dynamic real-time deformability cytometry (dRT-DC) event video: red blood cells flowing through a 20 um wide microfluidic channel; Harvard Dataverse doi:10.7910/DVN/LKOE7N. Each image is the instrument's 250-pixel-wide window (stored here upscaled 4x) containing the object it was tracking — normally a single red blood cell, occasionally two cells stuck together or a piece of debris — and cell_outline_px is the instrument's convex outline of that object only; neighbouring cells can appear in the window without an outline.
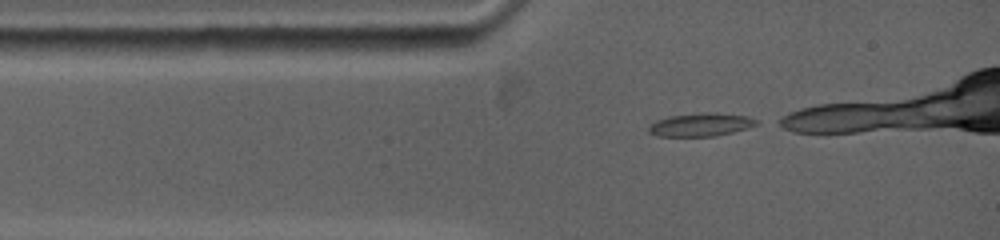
{"species": "common noctule bat (a hibernating species)", "species_latin": "Nyctalus noctula", "temperature_condition": "warm", "stored_images_in_passage": 8, "camera_frame_rate_fps": 5000, "um_per_image_px": 0.085, "animal": {"sex": "female", "body_mass_g": 19.0, "forearm_length_mm": 53.3}, "frame": {"image": 1, "passage_image": 1, "time_ms": 0.0, "image_size_px": [1000, 240], "cell_outline_px": [[760, 124], [748, 128], [716, 136], [656, 136], [648, 132], [648, 128], [656, 120], [668, 116], [704, 112], [716, 112], [748, 116], [760, 120]], "centroid_in_image_um": [59.62, 10.59], "position_along_channel_um": 25.4, "area_um2": 14.8}}